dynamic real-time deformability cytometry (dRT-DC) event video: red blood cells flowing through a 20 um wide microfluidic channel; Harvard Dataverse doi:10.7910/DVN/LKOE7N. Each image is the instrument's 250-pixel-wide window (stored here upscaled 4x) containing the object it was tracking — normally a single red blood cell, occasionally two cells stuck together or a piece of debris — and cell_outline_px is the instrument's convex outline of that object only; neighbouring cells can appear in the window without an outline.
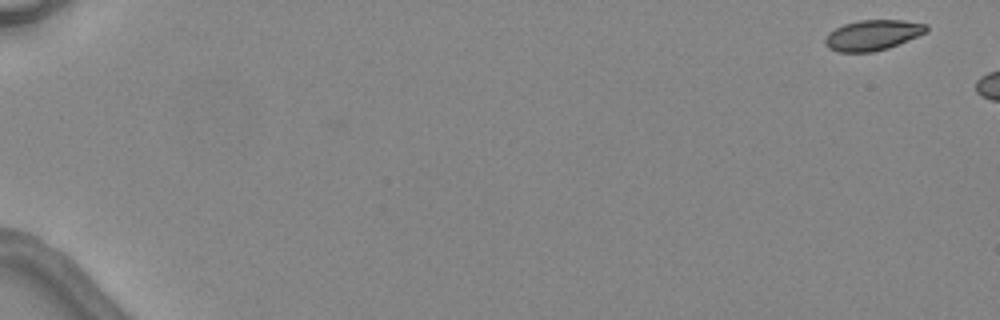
{"species": "common noctule bat (a hibernating species)", "species_latin": "Nyctalus noctula", "temperature_condition": "warm", "stored_images_in_passage": 3, "camera_frame_rate_fps": 3000, "um_per_image_px": 0.085, "animal": {"sex": "female", "body_mass_g": 24.6, "forearm_length_mm": 56.2}, "frame": {"image": 1, "passage_image": 1, "time_ms": 0.0, "image_size_px": [1000, 320], "cell_outline_px": [[928, 32], [888, 48], [872, 52], [840, 52], [828, 48], [824, 44], [824, 40], [828, 32], [844, 24], [860, 20], [904, 20], [928, 24]], "centroid_in_image_um": [74.18, 2.98], "position_along_channel_um": 10.8, "area_um2": 18.03}}